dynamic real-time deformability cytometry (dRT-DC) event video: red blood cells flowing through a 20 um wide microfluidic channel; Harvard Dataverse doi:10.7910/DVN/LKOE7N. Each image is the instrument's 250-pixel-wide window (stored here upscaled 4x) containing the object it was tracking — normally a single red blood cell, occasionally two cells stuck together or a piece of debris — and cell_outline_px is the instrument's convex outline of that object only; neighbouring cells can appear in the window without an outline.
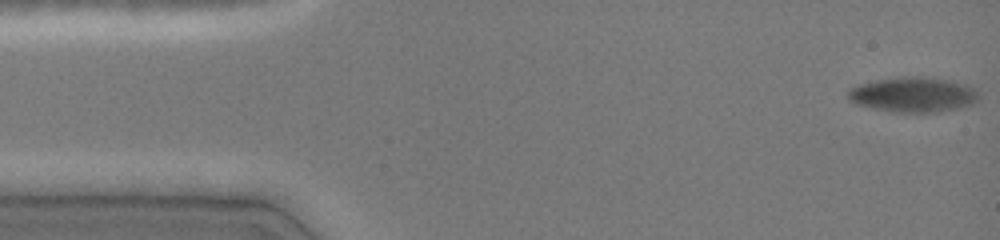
{"species": "common noctule bat (a hibernating species)", "species_latin": "Nyctalus noctula", "temperature_condition": "cold", "stored_images_in_passage": 49, "camera_frame_rate_fps": 3000, "um_per_image_px": 0.085, "animal": {"sex": "female", "body_mass_g": 19.0, "forearm_length_mm": 51.5}, "frame": {"image": 1, "passage_image": 1, "time_ms": 0.0, "image_size_px": [1000, 240], "cell_outline_px": [[980, 100], [972, 104], [960, 108], [936, 112], [896, 112], [856, 104], [848, 100], [848, 88], [860, 84], [876, 80], [904, 76], [928, 76], [952, 80], [968, 84], [976, 88], [980, 92]], "centroid_in_image_um": [77.71, 8.02], "position_along_channel_um": 7.3, "area_um2": 27.17}}
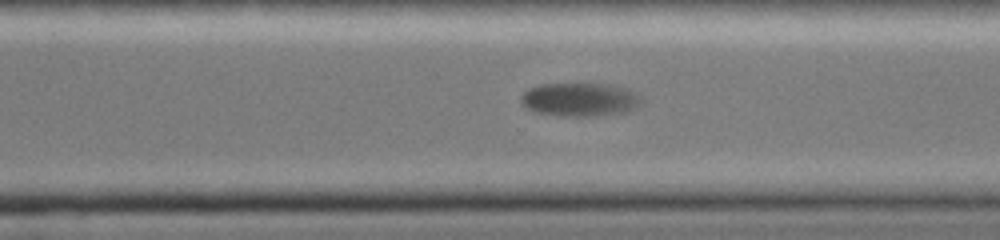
{"frame": {"image": 2, "passage_image": 34, "time_ms": 11.0, "image_size_px": [1000, 240], "cell_outline_px": [[640, 104], [636, 108], [624, 112], [596, 116], [560, 116], [536, 112], [520, 104], [520, 96], [528, 88], [540, 84], [612, 84], [628, 88], [636, 92], [640, 96]], "centroid_in_image_um": [49.28, 8.45], "position_along_channel_um": 321.3, "area_um2": 23.76}}
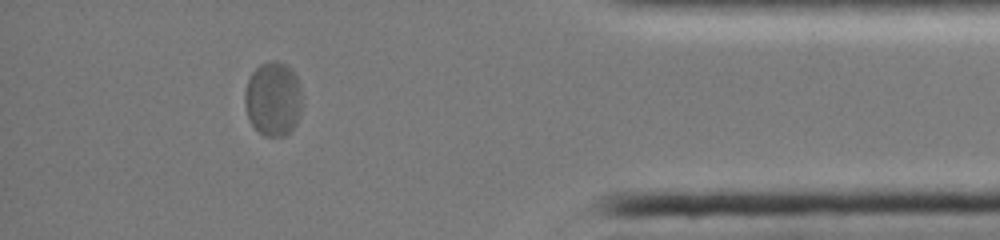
{"frame": {"image": 3, "passage_image": 43, "time_ms": 14.0, "image_size_px": [1000, 240], "cell_outline_px": [[304, 104], [300, 116], [296, 124], [284, 136], [264, 136], [252, 124], [248, 116], [244, 104], [244, 92], [248, 80], [252, 72], [260, 64], [272, 60], [276, 60], [288, 64], [296, 76], [300, 88]], "centroid_in_image_um": [23.24, 8.39], "position_along_channel_um": 412.0, "area_um2": 25.2}}